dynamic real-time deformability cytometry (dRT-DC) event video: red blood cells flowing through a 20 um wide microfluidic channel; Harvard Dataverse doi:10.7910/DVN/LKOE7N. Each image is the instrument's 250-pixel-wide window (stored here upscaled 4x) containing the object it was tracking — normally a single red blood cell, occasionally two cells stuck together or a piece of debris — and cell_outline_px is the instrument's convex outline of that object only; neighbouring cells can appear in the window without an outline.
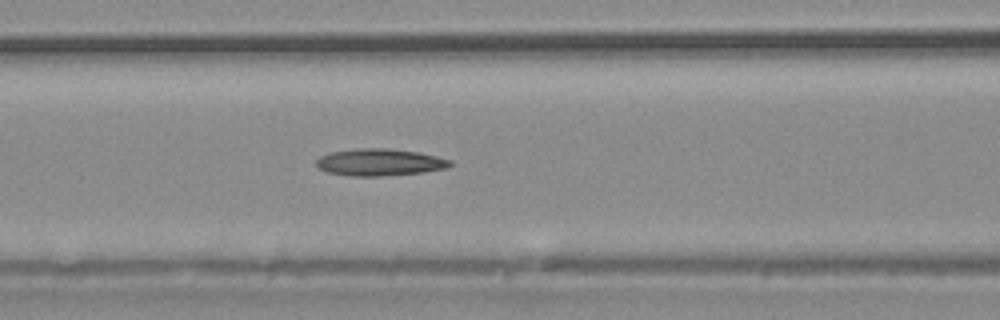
{"species": "common noctule bat (a hibernating species)", "species_latin": "Nyctalus noctula", "temperature_condition": "warm", "stored_images_in_passage": 27, "camera_frame_rate_fps": 3000, "um_per_image_px": 0.085, "animal": {"sex": "male", "body_mass_g": 20.4}, "frame": {"image": 1, "passage_image": 12, "time_ms": 3.667, "image_size_px": [1000, 320], "cell_outline_px": [[452, 164], [444, 168], [420, 172], [380, 176], [348, 176], [328, 172], [320, 168], [316, 164], [316, 160], [320, 156], [332, 152], [356, 148], [384, 148], [420, 152], [452, 160]], "centroid_in_image_um": [32.25, 13.78], "position_along_channel_um": 134.4, "area_um2": 20.87}}